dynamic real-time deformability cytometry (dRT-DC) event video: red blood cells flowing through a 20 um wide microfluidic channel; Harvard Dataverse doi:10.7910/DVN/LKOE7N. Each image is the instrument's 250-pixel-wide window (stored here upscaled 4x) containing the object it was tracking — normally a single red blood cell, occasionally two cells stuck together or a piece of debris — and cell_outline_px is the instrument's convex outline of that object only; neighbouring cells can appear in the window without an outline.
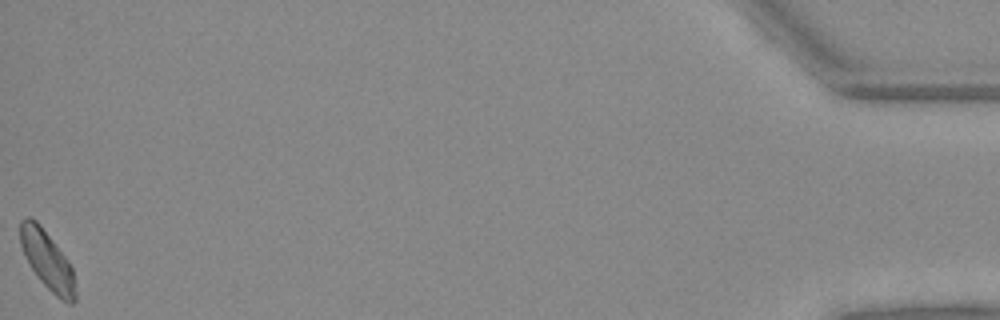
{"species": "Egyptian fruit bat (a non-hibernating species)", "species_latin": "Rousettus aegyptiacus", "temperature_condition": "warm", "stored_images_in_passage": 51, "camera_frame_rate_fps": 3000, "um_per_image_px": 0.085, "animal": {"sex": "female"}, "frame": {"image": 1, "passage_image": 51, "time_ms": 16.667, "image_size_px": [1000, 320], "cell_outline_px": [[76, 300], [72, 304], [68, 304], [60, 300], [40, 280], [24, 256], [20, 244], [20, 220], [28, 216], [36, 220], [40, 224], [68, 260], [72, 268], [76, 296]], "centroid_in_image_um": [4.02, 22.12], "position_along_channel_um": 431.2, "area_um2": 18.73}}